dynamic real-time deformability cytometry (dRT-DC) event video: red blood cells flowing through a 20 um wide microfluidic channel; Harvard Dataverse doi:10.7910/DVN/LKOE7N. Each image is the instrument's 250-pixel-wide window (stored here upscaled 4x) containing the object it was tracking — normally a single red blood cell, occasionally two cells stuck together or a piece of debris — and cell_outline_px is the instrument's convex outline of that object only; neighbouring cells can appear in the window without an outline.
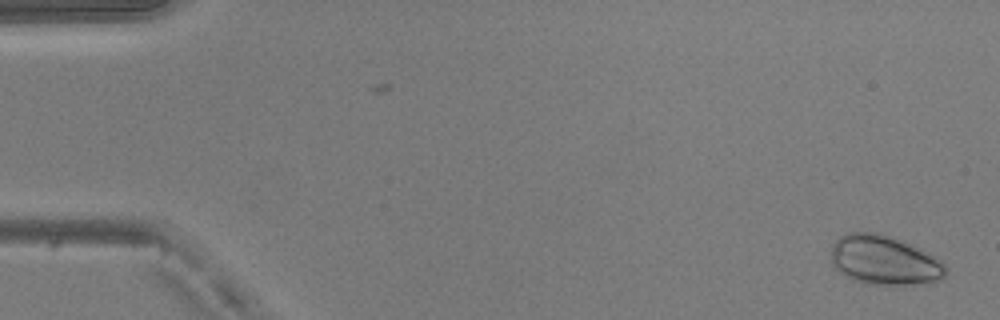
{"species": "common noctule bat (a hibernating species)", "species_latin": "Nyctalus noctula", "temperature_condition": "warm", "stored_images_in_passage": 49, "camera_frame_rate_fps": 3000, "um_per_image_px": 0.085, "animal": {"sex": "male", "body_mass_g": 20.5, "forearm_length_mm": 52.5}, "frame": {"image": 1, "passage_image": 1, "time_ms": 0.0, "image_size_px": [1000, 320], "cell_outline_px": [[948, 272], [940, 280], [912, 284], [864, 284], [852, 280], [844, 276], [832, 268], [832, 244], [844, 232], [880, 232], [904, 240], [936, 256], [948, 268]], "centroid_in_image_um": [75.15, 22.1], "position_along_channel_um": 9.9, "area_um2": 33.64}}
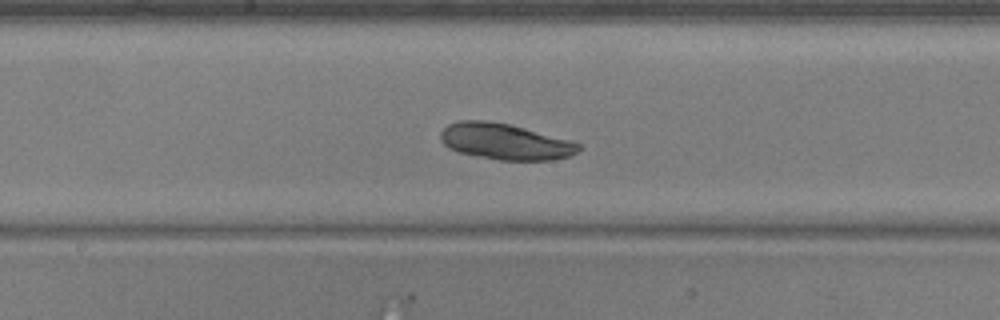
{"frame": {"image": 2, "passage_image": 26, "time_ms": 8.333, "image_size_px": [1000, 320], "cell_outline_px": [[580, 148], [576, 152], [568, 156], [552, 160], [500, 160], [460, 152], [448, 148], [440, 140], [440, 132], [448, 124], [460, 120], [488, 120], [512, 124], [568, 140], [580, 144]], "centroid_in_image_um": [42.89, 12.02], "position_along_channel_um": 205.3, "area_um2": 28.9}}
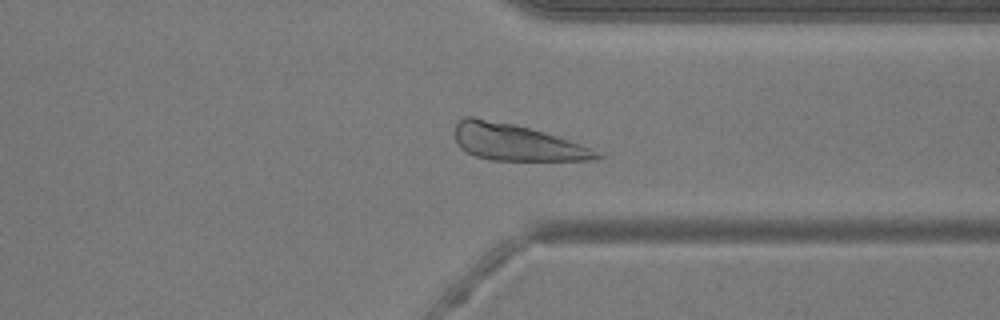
{"frame": {"image": 3, "passage_image": 38, "time_ms": 12.333, "image_size_px": [1000, 320], "cell_outline_px": [[604, 156], [592, 160], [492, 160], [476, 156], [460, 148], [456, 140], [456, 124], [464, 116], [472, 116], [512, 124], [560, 136], [580, 144]], "centroid_in_image_um": [43.87, 12.1], "position_along_channel_um": 367.5, "area_um2": 29.65}, "authors_computed_cell_mechanics": {"area_um2": 29.9982, "velocity_mm_per_s": 4.0675, "shape_relaxation_time_tau1_ms": 0.5181, "shape_relaxation_time_tau2_ms": null, "deformation_change_tau1": null, "deformation_change_tau2": null}}